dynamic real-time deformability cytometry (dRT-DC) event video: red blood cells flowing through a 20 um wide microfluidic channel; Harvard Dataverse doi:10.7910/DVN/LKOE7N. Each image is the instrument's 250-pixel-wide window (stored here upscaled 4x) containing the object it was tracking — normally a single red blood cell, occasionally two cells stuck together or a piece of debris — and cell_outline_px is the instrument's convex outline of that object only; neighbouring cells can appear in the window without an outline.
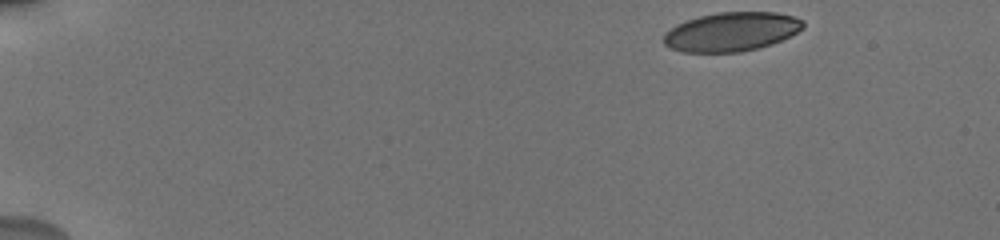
{"species": "human", "species_latin": "Homo sapiens", "temperature_condition": "cold", "stored_images_in_passage": 74, "camera_frame_rate_fps": 3000, "um_per_image_px": 0.085, "donor": {"sex": "male"}, "frame": {"image": 1, "passage_image": 1, "time_ms": 0.0, "image_size_px": [1000, 240], "cell_outline_px": [[804, 28], [772, 44], [740, 52], [684, 52], [668, 48], [664, 44], [664, 32], [676, 24], [684, 20], [716, 12], [776, 12], [796, 16], [804, 20]], "centroid_in_image_um": [62.15, 2.69], "position_along_channel_um": 22.9, "area_um2": 31.91}}
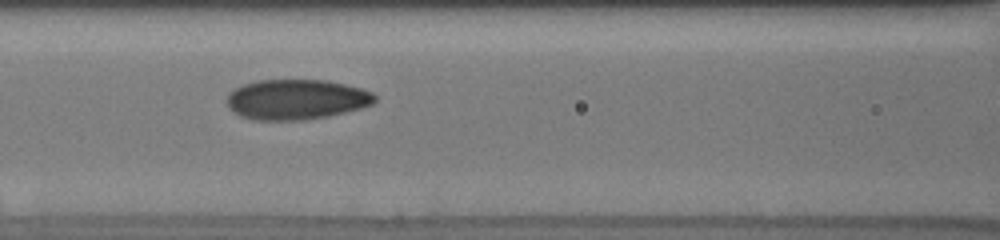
{"frame": {"image": 2, "passage_image": 25, "time_ms": 6.333, "image_size_px": [1000, 240], "cell_outline_px": [[376, 100], [372, 104], [360, 108], [328, 116], [304, 120], [252, 120], [240, 116], [232, 112], [228, 108], [228, 92], [244, 84], [256, 80], [328, 80], [364, 88], [372, 92], [376, 96]], "centroid_in_image_um": [25.19, 8.45], "position_along_channel_um": 141.4, "area_um2": 34.91}}
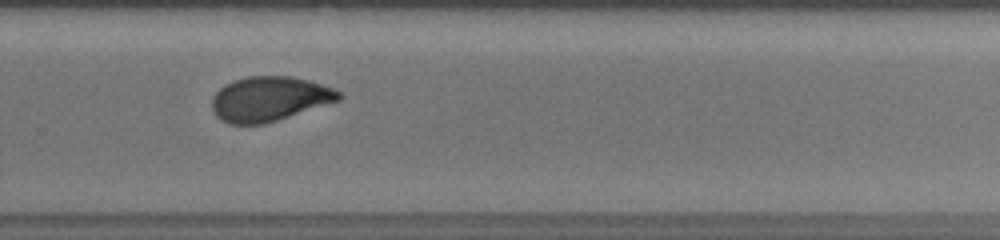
{"frame": {"image": 3, "passage_image": 47, "time_ms": 10.667, "image_size_px": [1000, 240], "cell_outline_px": [[344, 96], [340, 100], [264, 124], [228, 124], [220, 120], [216, 116], [212, 108], [212, 96], [224, 84], [232, 80], [248, 76], [292, 76], [308, 80], [344, 92]], "centroid_in_image_um": [22.89, 8.4], "position_along_channel_um": 306.9, "area_um2": 33.18}, "authors_computed_cell_mechanics": {"area_um2": 33.1772, "velocity_mm_per_s": 3.8282, "shape_relaxation_time_tau1_ms": 5.1226, "shape_relaxation_time_tau2_ms": 1.4114, "deformation_change_tau1": 0.1533, "deformation_change_tau2": 0.0592}}